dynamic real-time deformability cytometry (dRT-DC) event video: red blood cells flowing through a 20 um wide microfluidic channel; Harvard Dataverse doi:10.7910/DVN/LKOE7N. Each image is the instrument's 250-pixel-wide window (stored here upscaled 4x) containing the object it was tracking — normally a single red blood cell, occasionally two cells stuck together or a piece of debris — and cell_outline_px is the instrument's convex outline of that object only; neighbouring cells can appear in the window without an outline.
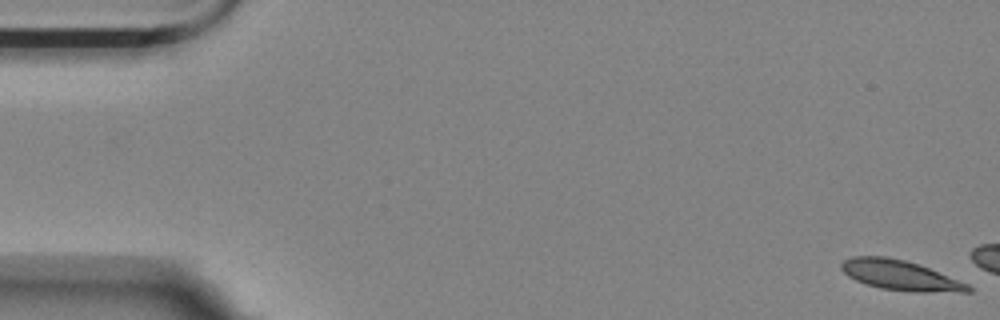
{"species": "Egyptian fruit bat (a non-hibernating species)", "species_latin": "Rousettus aegyptiacus", "temperature_condition": "room temperature", "stored_images_in_passage": 7, "camera_frame_rate_fps": 3000, "um_per_image_px": 0.085, "animal": {"sex": "female"}, "frame": {"image": 1, "passage_image": 1, "time_ms": 0.0, "image_size_px": [1000, 320], "cell_outline_px": [[972, 292], [908, 292], [880, 288], [856, 280], [848, 276], [840, 268], [840, 264], [844, 260], [852, 256], [884, 256], [904, 260], [928, 268], [968, 284], [972, 288]], "centroid_in_image_um": [76.5, 23.41], "position_along_channel_um": 8.5, "area_um2": 21.96}}